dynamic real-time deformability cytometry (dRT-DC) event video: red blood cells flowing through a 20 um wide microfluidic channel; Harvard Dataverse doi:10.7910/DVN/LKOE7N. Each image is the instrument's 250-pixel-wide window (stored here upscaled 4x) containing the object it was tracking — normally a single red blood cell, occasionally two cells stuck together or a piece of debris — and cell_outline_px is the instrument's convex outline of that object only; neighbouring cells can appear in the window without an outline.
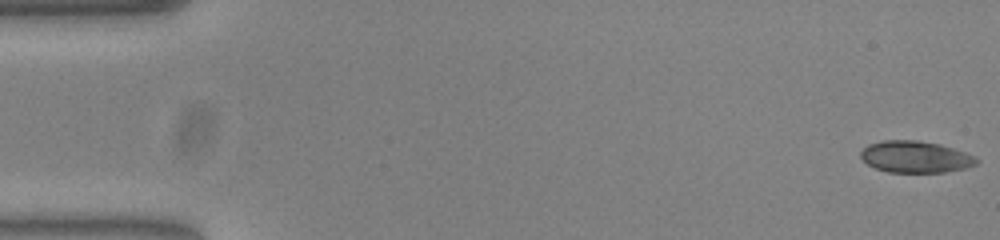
{"species": "common noctule bat (a hibernating species)", "species_latin": "Nyctalus noctula", "temperature_condition": "warm", "stored_images_in_passage": 53, "camera_frame_rate_fps": 3000, "um_per_image_px": 0.085, "animal": {"sex": "female", "body_mass_g": 23.0, "forearm_length_mm": 53.4}, "frame": {"image": 1, "passage_image": 1, "time_ms": 0.0, "image_size_px": [1000, 240], "cell_outline_px": [[980, 160], [976, 164], [964, 168], [944, 172], [888, 172], [876, 168], [868, 164], [860, 156], [860, 152], [868, 144], [880, 140], [916, 140], [940, 144], [976, 156]], "centroid_in_image_um": [77.81, 13.32], "position_along_channel_um": 7.2, "area_um2": 21.33}}
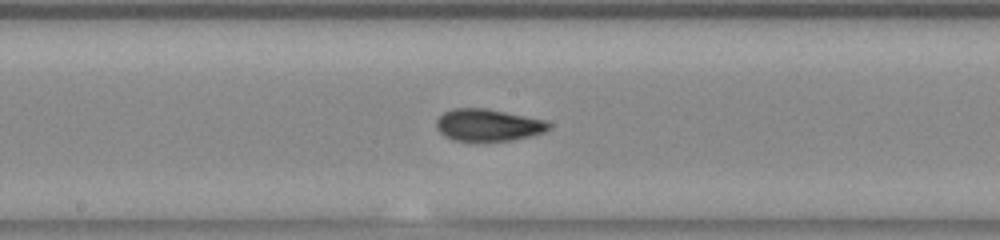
{"frame": {"image": 2, "passage_image": 28, "time_ms": 9.0, "image_size_px": [1000, 240], "cell_outline_px": [[552, 124], [544, 132], [532, 136], [512, 140], [472, 144], [452, 140], [444, 136], [436, 128], [436, 120], [444, 112], [452, 108], [488, 108], [548, 120]], "centroid_in_image_um": [41.48, 10.66], "position_along_channel_um": 206.7, "area_um2": 22.02}}
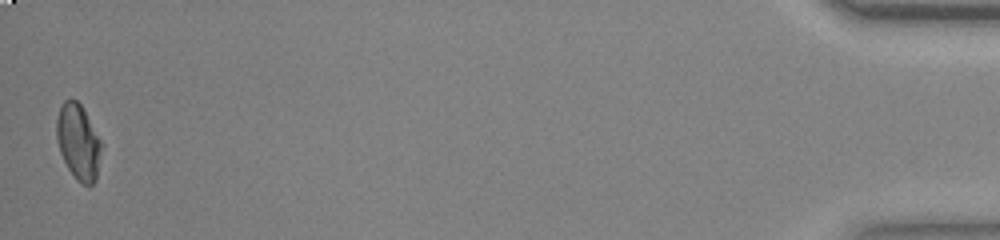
{"frame": {"image": 3, "passage_image": 53, "time_ms": 17.333, "image_size_px": [1000, 240], "cell_outline_px": [[104, 144], [96, 180], [92, 184], [80, 184], [76, 180], [68, 168], [60, 152], [56, 136], [56, 120], [60, 108], [64, 100], [76, 100], [80, 104]], "centroid_in_image_um": [6.69, 12.1], "position_along_channel_um": 428.5, "area_um2": 19.88}, "authors_computed_cell_mechanics": {"area_um2": 21.097, "velocity_mm_per_s": 3.8332, "shape_relaxation_time_tau1_ms": 5.0866, "shape_relaxation_time_tau2_ms": 2.1258, "deformation_change_tau1": 0.1881, "deformation_change_tau2": 0.055}}